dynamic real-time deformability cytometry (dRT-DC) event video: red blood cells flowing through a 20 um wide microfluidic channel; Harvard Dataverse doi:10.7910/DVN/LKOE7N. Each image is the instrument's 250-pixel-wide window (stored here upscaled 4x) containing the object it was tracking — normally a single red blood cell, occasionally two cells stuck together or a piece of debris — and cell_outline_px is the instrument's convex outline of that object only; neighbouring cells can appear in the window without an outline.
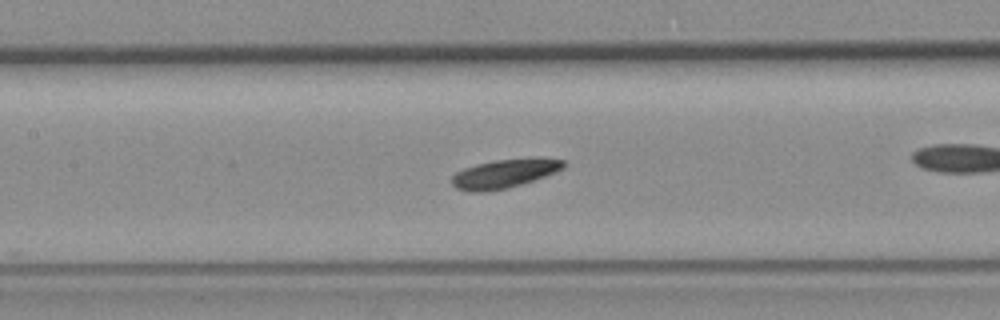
{"species": "common noctule bat (a hibernating species)", "species_latin": "Nyctalus noctula", "temperature_condition": "room temperature", "stored_images_in_passage": 29, "camera_frame_rate_fps": 3000, "um_per_image_px": 0.085, "animal": {"sex": "female", "body_mass_g": 19.3, "forearm_length_mm": 54.1}, "frame": {"image": 1, "passage_image": 6, "time_ms": 1.667, "image_size_px": [1000, 320], "cell_outline_px": [[568, 164], [564, 168], [556, 172], [508, 188], [484, 192], [468, 192], [456, 188], [452, 184], [452, 176], [456, 172], [464, 168], [476, 164], [496, 160], [536, 156], [564, 160]], "centroid_in_image_um": [42.91, 14.73], "position_along_channel_um": 164.5, "area_um2": 19.07}}
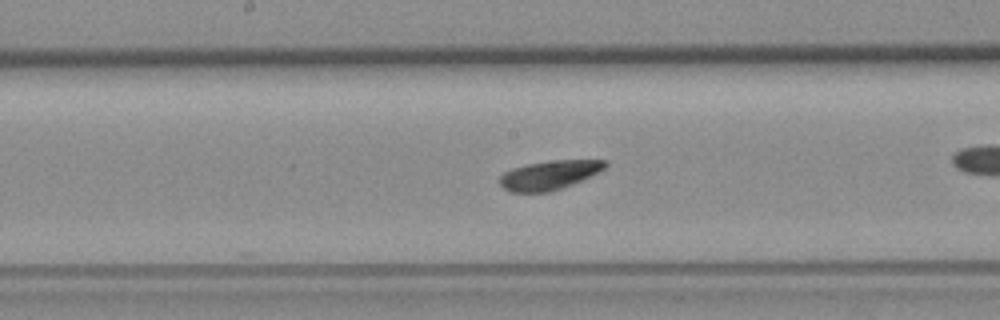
{"frame": {"image": 2, "passage_image": 9, "time_ms": 2.667, "image_size_px": [1000, 320], "cell_outline_px": [[608, 164], [604, 168], [584, 180], [548, 192], [508, 192], [500, 184], [500, 176], [504, 172], [512, 168], [528, 164], [556, 160], [608, 160]], "centroid_in_image_um": [46.69, 14.88], "position_along_channel_um": 201.5, "area_um2": 17.74}, "authors_computed_cell_mechanics": {"area_um2": 17.3978, "velocity_mm_per_s": 3.6902, "shape_relaxation_time_tau1_ms": null, "shape_relaxation_time_tau2_ms": 0.7642, "deformation_change_tau1": null, "deformation_change_tau2": 0.0678}}